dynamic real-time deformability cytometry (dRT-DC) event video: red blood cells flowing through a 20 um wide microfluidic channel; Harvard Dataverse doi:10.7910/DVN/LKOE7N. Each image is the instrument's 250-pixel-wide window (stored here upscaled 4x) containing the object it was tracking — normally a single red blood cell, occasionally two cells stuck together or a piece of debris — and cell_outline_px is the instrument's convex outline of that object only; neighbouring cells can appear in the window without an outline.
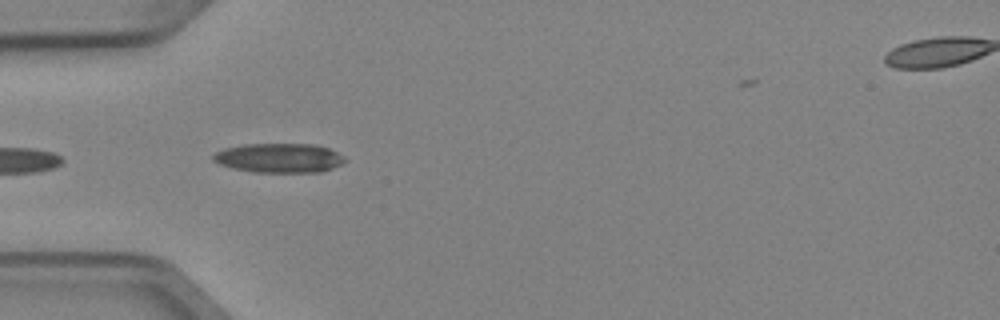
{"species": "Egyptian fruit bat (a non-hibernating species)", "species_latin": "Rousettus aegyptiacus", "temperature_condition": "cold", "stored_images_in_passage": 7, "camera_frame_rate_fps": 3000, "um_per_image_px": 0.085, "animal": {"sex": "female"}, "frame": {"image": 1, "passage_image": 5, "time_ms": 1.333, "image_size_px": [1000, 320], "cell_outline_px": [[348, 160], [332, 168], [320, 172], [252, 172], [232, 168], [220, 164], [212, 160], [212, 156], [216, 152], [224, 148], [244, 144], [316, 144], [328, 148], [344, 156]], "centroid_in_image_um": [23.72, 13.42], "position_along_channel_um": 61.3, "area_um2": 22.6}}
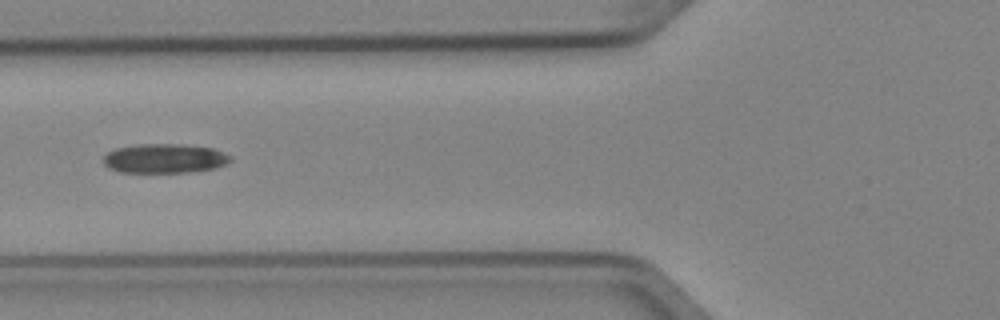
{"frame": {"image": 2, "passage_image": 6, "time_ms": 1.667, "image_size_px": [1000, 320], "cell_outline_px": [[232, 160], [228, 164], [216, 168], [188, 172], [120, 172], [108, 168], [104, 164], [104, 156], [108, 152], [116, 148], [136, 144], [180, 144], [212, 148], [232, 156]], "centroid_in_image_um": [14.0, 13.47], "position_along_channel_um": 111.8, "area_um2": 21.79}}